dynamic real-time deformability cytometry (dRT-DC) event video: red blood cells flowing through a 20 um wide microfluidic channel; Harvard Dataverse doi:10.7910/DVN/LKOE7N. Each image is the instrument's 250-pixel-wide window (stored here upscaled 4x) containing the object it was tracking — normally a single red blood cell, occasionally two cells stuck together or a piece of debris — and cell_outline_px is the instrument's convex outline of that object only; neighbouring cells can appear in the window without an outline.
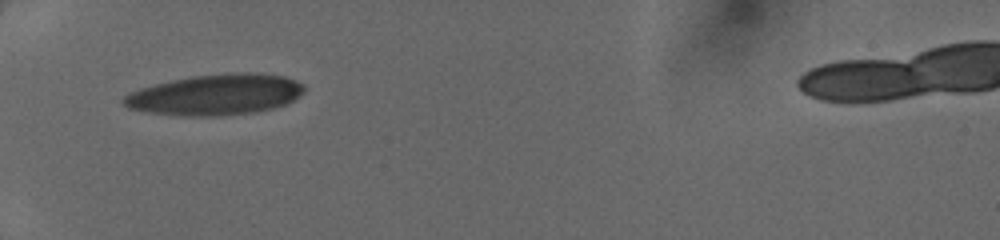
{"species": "human", "species_latin": "Homo sapiens", "temperature_condition": "cold", "stored_images_in_passage": 32, "camera_frame_rate_fps": 3000, "um_per_image_px": 0.085, "donor": {"sex": "female"}, "frame": {"image": 1, "passage_image": 1, "time_ms": 0.0, "image_size_px": [1000, 240], "cell_outline_px": [[304, 92], [300, 96], [284, 104], [272, 108], [256, 112], [220, 116], [184, 116], [148, 112], [128, 108], [120, 100], [124, 96], [140, 88], [172, 80], [192, 76], [244, 72], [252, 72], [284, 76], [296, 80], [304, 84]], "centroid_in_image_um": [18.34, 8.05], "position_along_channel_um": 66.7, "area_um2": 42.83}}
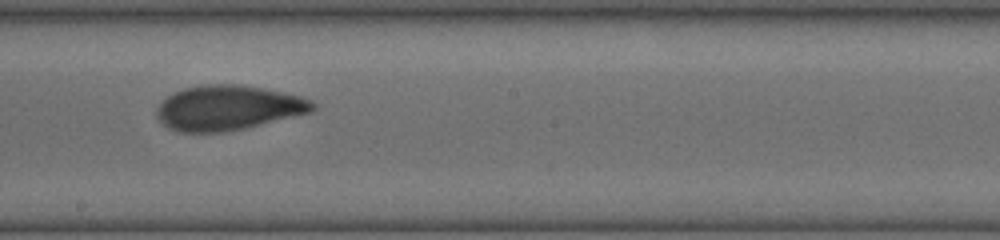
{"frame": {"image": 2, "passage_image": 13, "time_ms": 4.0, "image_size_px": [1000, 240], "cell_outline_px": [[316, 108], [312, 112], [244, 128], [224, 132], [180, 132], [168, 128], [156, 116], [156, 108], [172, 92], [184, 88], [204, 84], [240, 84], [300, 96], [316, 104]], "centroid_in_image_um": [19.36, 9.16], "position_along_channel_um": 228.8, "area_um2": 40.52}}
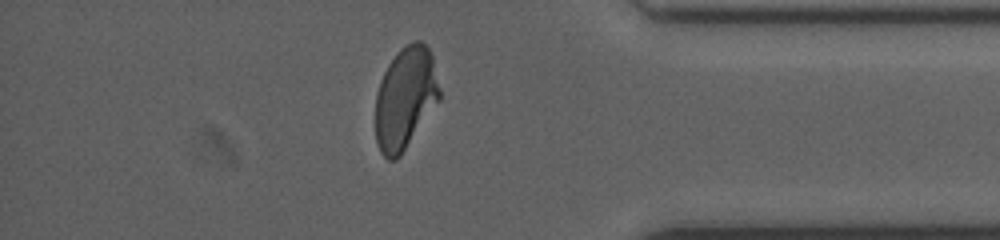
{"frame": {"image": 3, "passage_image": 26, "time_ms": 8.333, "image_size_px": [1000, 240], "cell_outline_px": [[440, 100], [400, 156], [396, 160], [388, 160], [380, 152], [376, 140], [376, 92], [380, 80], [388, 64], [396, 52], [400, 48], [416, 40], [420, 40], [428, 48], [432, 56], [440, 88]], "centroid_in_image_um": [34.45, 8.34], "position_along_channel_um": 400.8, "area_um2": 38.15}}